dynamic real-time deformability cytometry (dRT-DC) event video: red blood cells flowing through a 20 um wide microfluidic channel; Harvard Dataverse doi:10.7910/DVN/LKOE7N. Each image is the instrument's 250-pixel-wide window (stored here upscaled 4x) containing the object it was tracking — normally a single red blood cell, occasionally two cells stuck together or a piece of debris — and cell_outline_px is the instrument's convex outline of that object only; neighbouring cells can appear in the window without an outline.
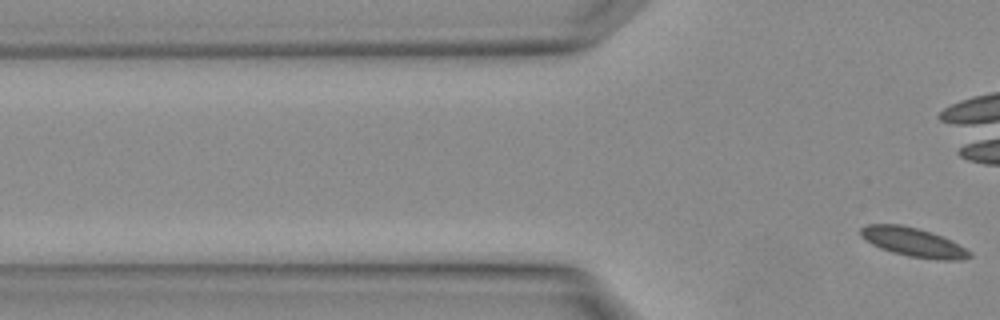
{"species": "Egyptian fruit bat (a non-hibernating species)", "species_latin": "Rousettus aegyptiacus", "temperature_condition": "warm", "stored_images_in_passage": 4, "camera_frame_rate_fps": 3000, "um_per_image_px": 0.085, "animal": {"sex": "female"}, "frame": {"image": 1, "passage_image": 4, "time_ms": 1.0, "image_size_px": [1000, 320], "cell_outline_px": [[972, 256], [960, 260], [936, 260], [908, 256], [892, 252], [880, 248], [872, 244], [860, 236], [860, 228], [868, 224], [900, 224], [932, 232], [972, 252]], "centroid_in_image_um": [77.59, 20.59], "position_along_channel_um": 48.2, "area_um2": 18.21}}